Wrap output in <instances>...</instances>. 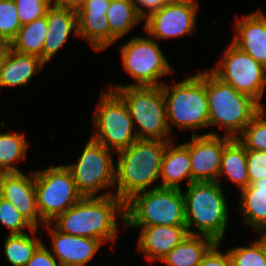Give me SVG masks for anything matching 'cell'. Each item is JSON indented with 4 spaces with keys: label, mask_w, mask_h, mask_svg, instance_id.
<instances>
[{
    "label": "cell",
    "mask_w": 266,
    "mask_h": 266,
    "mask_svg": "<svg viewBox=\"0 0 266 266\" xmlns=\"http://www.w3.org/2000/svg\"><path fill=\"white\" fill-rule=\"evenodd\" d=\"M119 214L125 221V202L110 191L98 197H83L53 221L56 223L54 227L62 233L94 238L104 243L116 241V217Z\"/></svg>",
    "instance_id": "obj_1"
},
{
    "label": "cell",
    "mask_w": 266,
    "mask_h": 266,
    "mask_svg": "<svg viewBox=\"0 0 266 266\" xmlns=\"http://www.w3.org/2000/svg\"><path fill=\"white\" fill-rule=\"evenodd\" d=\"M159 139H137L118 154L115 167L117 190L114 195L124 202L136 193L146 191L159 179L161 162L167 143Z\"/></svg>",
    "instance_id": "obj_2"
},
{
    "label": "cell",
    "mask_w": 266,
    "mask_h": 266,
    "mask_svg": "<svg viewBox=\"0 0 266 266\" xmlns=\"http://www.w3.org/2000/svg\"><path fill=\"white\" fill-rule=\"evenodd\" d=\"M183 195L188 233L207 236L221 243L228 223V205L221 184L192 182ZM193 226L198 233L192 230Z\"/></svg>",
    "instance_id": "obj_3"
},
{
    "label": "cell",
    "mask_w": 266,
    "mask_h": 266,
    "mask_svg": "<svg viewBox=\"0 0 266 266\" xmlns=\"http://www.w3.org/2000/svg\"><path fill=\"white\" fill-rule=\"evenodd\" d=\"M126 227L186 226L185 199L181 189L150 187L125 202Z\"/></svg>",
    "instance_id": "obj_4"
},
{
    "label": "cell",
    "mask_w": 266,
    "mask_h": 266,
    "mask_svg": "<svg viewBox=\"0 0 266 266\" xmlns=\"http://www.w3.org/2000/svg\"><path fill=\"white\" fill-rule=\"evenodd\" d=\"M206 94L209 126H224L228 132L225 135L231 138H236L263 109L256 100L238 92L212 71H206Z\"/></svg>",
    "instance_id": "obj_5"
},
{
    "label": "cell",
    "mask_w": 266,
    "mask_h": 266,
    "mask_svg": "<svg viewBox=\"0 0 266 266\" xmlns=\"http://www.w3.org/2000/svg\"><path fill=\"white\" fill-rule=\"evenodd\" d=\"M167 125L195 131L209 127V105L206 94V72L197 73L169 87L162 84Z\"/></svg>",
    "instance_id": "obj_6"
},
{
    "label": "cell",
    "mask_w": 266,
    "mask_h": 266,
    "mask_svg": "<svg viewBox=\"0 0 266 266\" xmlns=\"http://www.w3.org/2000/svg\"><path fill=\"white\" fill-rule=\"evenodd\" d=\"M115 89V90H114ZM126 104L128 111L140 127H136L138 139H159L171 141L167 138L170 130L166 119V104L161 86H123L110 87Z\"/></svg>",
    "instance_id": "obj_7"
},
{
    "label": "cell",
    "mask_w": 266,
    "mask_h": 266,
    "mask_svg": "<svg viewBox=\"0 0 266 266\" xmlns=\"http://www.w3.org/2000/svg\"><path fill=\"white\" fill-rule=\"evenodd\" d=\"M34 181L37 209L45 223L53 222V219L83 198L65 165L34 172Z\"/></svg>",
    "instance_id": "obj_8"
},
{
    "label": "cell",
    "mask_w": 266,
    "mask_h": 266,
    "mask_svg": "<svg viewBox=\"0 0 266 266\" xmlns=\"http://www.w3.org/2000/svg\"><path fill=\"white\" fill-rule=\"evenodd\" d=\"M101 94L100 104L92 118L96 130L92 139L118 152L138 139L135 123L126 104L114 91Z\"/></svg>",
    "instance_id": "obj_9"
},
{
    "label": "cell",
    "mask_w": 266,
    "mask_h": 266,
    "mask_svg": "<svg viewBox=\"0 0 266 266\" xmlns=\"http://www.w3.org/2000/svg\"><path fill=\"white\" fill-rule=\"evenodd\" d=\"M124 70L135 79L134 84L123 86H161L158 80L173 69L166 60L155 39L148 37H133L121 49ZM136 83V84H135Z\"/></svg>",
    "instance_id": "obj_10"
},
{
    "label": "cell",
    "mask_w": 266,
    "mask_h": 266,
    "mask_svg": "<svg viewBox=\"0 0 266 266\" xmlns=\"http://www.w3.org/2000/svg\"><path fill=\"white\" fill-rule=\"evenodd\" d=\"M83 197H98L101 189L115 186V165L110 149L92 138L86 143L79 161L65 165Z\"/></svg>",
    "instance_id": "obj_11"
},
{
    "label": "cell",
    "mask_w": 266,
    "mask_h": 266,
    "mask_svg": "<svg viewBox=\"0 0 266 266\" xmlns=\"http://www.w3.org/2000/svg\"><path fill=\"white\" fill-rule=\"evenodd\" d=\"M223 60L212 72L238 92L249 95L262 107L260 99L266 86V67L233 43L225 50Z\"/></svg>",
    "instance_id": "obj_12"
},
{
    "label": "cell",
    "mask_w": 266,
    "mask_h": 266,
    "mask_svg": "<svg viewBox=\"0 0 266 266\" xmlns=\"http://www.w3.org/2000/svg\"><path fill=\"white\" fill-rule=\"evenodd\" d=\"M197 9L194 0H170L145 19L144 30L155 40L188 35L196 28Z\"/></svg>",
    "instance_id": "obj_13"
},
{
    "label": "cell",
    "mask_w": 266,
    "mask_h": 266,
    "mask_svg": "<svg viewBox=\"0 0 266 266\" xmlns=\"http://www.w3.org/2000/svg\"><path fill=\"white\" fill-rule=\"evenodd\" d=\"M232 138L217 133L196 135L193 132L191 142L184 143L189 149L192 182H219L218 175L225 145Z\"/></svg>",
    "instance_id": "obj_14"
},
{
    "label": "cell",
    "mask_w": 266,
    "mask_h": 266,
    "mask_svg": "<svg viewBox=\"0 0 266 266\" xmlns=\"http://www.w3.org/2000/svg\"><path fill=\"white\" fill-rule=\"evenodd\" d=\"M0 196L11 202L34 228L46 224L37 209L34 172L30 176L22 171L0 174Z\"/></svg>",
    "instance_id": "obj_15"
},
{
    "label": "cell",
    "mask_w": 266,
    "mask_h": 266,
    "mask_svg": "<svg viewBox=\"0 0 266 266\" xmlns=\"http://www.w3.org/2000/svg\"><path fill=\"white\" fill-rule=\"evenodd\" d=\"M52 237L50 252L61 266H84L96 254L102 241L82 236H73L58 231L51 223L44 225Z\"/></svg>",
    "instance_id": "obj_16"
},
{
    "label": "cell",
    "mask_w": 266,
    "mask_h": 266,
    "mask_svg": "<svg viewBox=\"0 0 266 266\" xmlns=\"http://www.w3.org/2000/svg\"><path fill=\"white\" fill-rule=\"evenodd\" d=\"M111 0H87L77 12L78 35L85 38L95 51L110 46L107 10Z\"/></svg>",
    "instance_id": "obj_17"
},
{
    "label": "cell",
    "mask_w": 266,
    "mask_h": 266,
    "mask_svg": "<svg viewBox=\"0 0 266 266\" xmlns=\"http://www.w3.org/2000/svg\"><path fill=\"white\" fill-rule=\"evenodd\" d=\"M138 250L148 261L162 260L189 234L186 226H141Z\"/></svg>",
    "instance_id": "obj_18"
},
{
    "label": "cell",
    "mask_w": 266,
    "mask_h": 266,
    "mask_svg": "<svg viewBox=\"0 0 266 266\" xmlns=\"http://www.w3.org/2000/svg\"><path fill=\"white\" fill-rule=\"evenodd\" d=\"M235 25L237 34L232 43L266 67V16L254 11Z\"/></svg>",
    "instance_id": "obj_19"
},
{
    "label": "cell",
    "mask_w": 266,
    "mask_h": 266,
    "mask_svg": "<svg viewBox=\"0 0 266 266\" xmlns=\"http://www.w3.org/2000/svg\"><path fill=\"white\" fill-rule=\"evenodd\" d=\"M47 36L43 45V62L46 64L59 51L72 30L78 35L77 12L52 4L46 12Z\"/></svg>",
    "instance_id": "obj_20"
},
{
    "label": "cell",
    "mask_w": 266,
    "mask_h": 266,
    "mask_svg": "<svg viewBox=\"0 0 266 266\" xmlns=\"http://www.w3.org/2000/svg\"><path fill=\"white\" fill-rule=\"evenodd\" d=\"M44 64L40 57L17 52L6 44L0 69V87L26 85L34 73L41 71Z\"/></svg>",
    "instance_id": "obj_21"
},
{
    "label": "cell",
    "mask_w": 266,
    "mask_h": 266,
    "mask_svg": "<svg viewBox=\"0 0 266 266\" xmlns=\"http://www.w3.org/2000/svg\"><path fill=\"white\" fill-rule=\"evenodd\" d=\"M170 144L171 141L167 143L163 154L160 169L162 183L158 185L162 188L181 189L180 181L184 178H187L188 185L192 183L189 149L184 144L174 147Z\"/></svg>",
    "instance_id": "obj_22"
},
{
    "label": "cell",
    "mask_w": 266,
    "mask_h": 266,
    "mask_svg": "<svg viewBox=\"0 0 266 266\" xmlns=\"http://www.w3.org/2000/svg\"><path fill=\"white\" fill-rule=\"evenodd\" d=\"M242 217L257 231L266 229V177L240 190Z\"/></svg>",
    "instance_id": "obj_23"
},
{
    "label": "cell",
    "mask_w": 266,
    "mask_h": 266,
    "mask_svg": "<svg viewBox=\"0 0 266 266\" xmlns=\"http://www.w3.org/2000/svg\"><path fill=\"white\" fill-rule=\"evenodd\" d=\"M215 243L207 236L188 234L161 262L168 266H198Z\"/></svg>",
    "instance_id": "obj_24"
},
{
    "label": "cell",
    "mask_w": 266,
    "mask_h": 266,
    "mask_svg": "<svg viewBox=\"0 0 266 266\" xmlns=\"http://www.w3.org/2000/svg\"><path fill=\"white\" fill-rule=\"evenodd\" d=\"M224 173L240 187L239 190L249 186L247 150L236 138H232L224 147L218 177Z\"/></svg>",
    "instance_id": "obj_25"
},
{
    "label": "cell",
    "mask_w": 266,
    "mask_h": 266,
    "mask_svg": "<svg viewBox=\"0 0 266 266\" xmlns=\"http://www.w3.org/2000/svg\"><path fill=\"white\" fill-rule=\"evenodd\" d=\"M106 16L110 28V45L143 20L132 0H111Z\"/></svg>",
    "instance_id": "obj_26"
},
{
    "label": "cell",
    "mask_w": 266,
    "mask_h": 266,
    "mask_svg": "<svg viewBox=\"0 0 266 266\" xmlns=\"http://www.w3.org/2000/svg\"><path fill=\"white\" fill-rule=\"evenodd\" d=\"M47 29L46 16L24 24L9 46L17 52L40 57L43 61V45Z\"/></svg>",
    "instance_id": "obj_27"
},
{
    "label": "cell",
    "mask_w": 266,
    "mask_h": 266,
    "mask_svg": "<svg viewBox=\"0 0 266 266\" xmlns=\"http://www.w3.org/2000/svg\"><path fill=\"white\" fill-rule=\"evenodd\" d=\"M37 228L31 230L32 237L27 233L8 235L5 239L4 253L12 266H25L36 250L43 244L34 234Z\"/></svg>",
    "instance_id": "obj_28"
},
{
    "label": "cell",
    "mask_w": 266,
    "mask_h": 266,
    "mask_svg": "<svg viewBox=\"0 0 266 266\" xmlns=\"http://www.w3.org/2000/svg\"><path fill=\"white\" fill-rule=\"evenodd\" d=\"M27 146L23 133H0V174L20 172L12 164L26 158Z\"/></svg>",
    "instance_id": "obj_29"
},
{
    "label": "cell",
    "mask_w": 266,
    "mask_h": 266,
    "mask_svg": "<svg viewBox=\"0 0 266 266\" xmlns=\"http://www.w3.org/2000/svg\"><path fill=\"white\" fill-rule=\"evenodd\" d=\"M263 108L236 139L246 150L266 151V119Z\"/></svg>",
    "instance_id": "obj_30"
},
{
    "label": "cell",
    "mask_w": 266,
    "mask_h": 266,
    "mask_svg": "<svg viewBox=\"0 0 266 266\" xmlns=\"http://www.w3.org/2000/svg\"><path fill=\"white\" fill-rule=\"evenodd\" d=\"M21 28L14 0H0V41L9 45Z\"/></svg>",
    "instance_id": "obj_31"
},
{
    "label": "cell",
    "mask_w": 266,
    "mask_h": 266,
    "mask_svg": "<svg viewBox=\"0 0 266 266\" xmlns=\"http://www.w3.org/2000/svg\"><path fill=\"white\" fill-rule=\"evenodd\" d=\"M233 266H266V254L256 240L250 246H239L228 251Z\"/></svg>",
    "instance_id": "obj_32"
},
{
    "label": "cell",
    "mask_w": 266,
    "mask_h": 266,
    "mask_svg": "<svg viewBox=\"0 0 266 266\" xmlns=\"http://www.w3.org/2000/svg\"><path fill=\"white\" fill-rule=\"evenodd\" d=\"M0 222L3 226L10 230L12 234L26 233L24 228H28L30 231L35 229L13 206L11 202L0 196Z\"/></svg>",
    "instance_id": "obj_33"
},
{
    "label": "cell",
    "mask_w": 266,
    "mask_h": 266,
    "mask_svg": "<svg viewBox=\"0 0 266 266\" xmlns=\"http://www.w3.org/2000/svg\"><path fill=\"white\" fill-rule=\"evenodd\" d=\"M21 26L46 15L53 0H14Z\"/></svg>",
    "instance_id": "obj_34"
},
{
    "label": "cell",
    "mask_w": 266,
    "mask_h": 266,
    "mask_svg": "<svg viewBox=\"0 0 266 266\" xmlns=\"http://www.w3.org/2000/svg\"><path fill=\"white\" fill-rule=\"evenodd\" d=\"M249 185L266 177V151L247 150Z\"/></svg>",
    "instance_id": "obj_35"
},
{
    "label": "cell",
    "mask_w": 266,
    "mask_h": 266,
    "mask_svg": "<svg viewBox=\"0 0 266 266\" xmlns=\"http://www.w3.org/2000/svg\"><path fill=\"white\" fill-rule=\"evenodd\" d=\"M220 243L216 242L205 254L198 266H233L229 252L218 250Z\"/></svg>",
    "instance_id": "obj_36"
},
{
    "label": "cell",
    "mask_w": 266,
    "mask_h": 266,
    "mask_svg": "<svg viewBox=\"0 0 266 266\" xmlns=\"http://www.w3.org/2000/svg\"><path fill=\"white\" fill-rule=\"evenodd\" d=\"M25 266H61L50 250L42 244Z\"/></svg>",
    "instance_id": "obj_37"
},
{
    "label": "cell",
    "mask_w": 266,
    "mask_h": 266,
    "mask_svg": "<svg viewBox=\"0 0 266 266\" xmlns=\"http://www.w3.org/2000/svg\"><path fill=\"white\" fill-rule=\"evenodd\" d=\"M169 1L170 0H132L140 17L143 20H145L152 13L157 12L159 9L164 7ZM143 7L149 9V12L146 11V9H143Z\"/></svg>",
    "instance_id": "obj_38"
},
{
    "label": "cell",
    "mask_w": 266,
    "mask_h": 266,
    "mask_svg": "<svg viewBox=\"0 0 266 266\" xmlns=\"http://www.w3.org/2000/svg\"><path fill=\"white\" fill-rule=\"evenodd\" d=\"M87 0H54V4L78 12Z\"/></svg>",
    "instance_id": "obj_39"
},
{
    "label": "cell",
    "mask_w": 266,
    "mask_h": 266,
    "mask_svg": "<svg viewBox=\"0 0 266 266\" xmlns=\"http://www.w3.org/2000/svg\"><path fill=\"white\" fill-rule=\"evenodd\" d=\"M258 233L261 234L258 241L261 243L262 247L264 248L265 254H266V229L258 231Z\"/></svg>",
    "instance_id": "obj_40"
},
{
    "label": "cell",
    "mask_w": 266,
    "mask_h": 266,
    "mask_svg": "<svg viewBox=\"0 0 266 266\" xmlns=\"http://www.w3.org/2000/svg\"><path fill=\"white\" fill-rule=\"evenodd\" d=\"M5 51H6V44H3L0 47V69H1V64H2V61H3V58H4Z\"/></svg>",
    "instance_id": "obj_41"
}]
</instances>
